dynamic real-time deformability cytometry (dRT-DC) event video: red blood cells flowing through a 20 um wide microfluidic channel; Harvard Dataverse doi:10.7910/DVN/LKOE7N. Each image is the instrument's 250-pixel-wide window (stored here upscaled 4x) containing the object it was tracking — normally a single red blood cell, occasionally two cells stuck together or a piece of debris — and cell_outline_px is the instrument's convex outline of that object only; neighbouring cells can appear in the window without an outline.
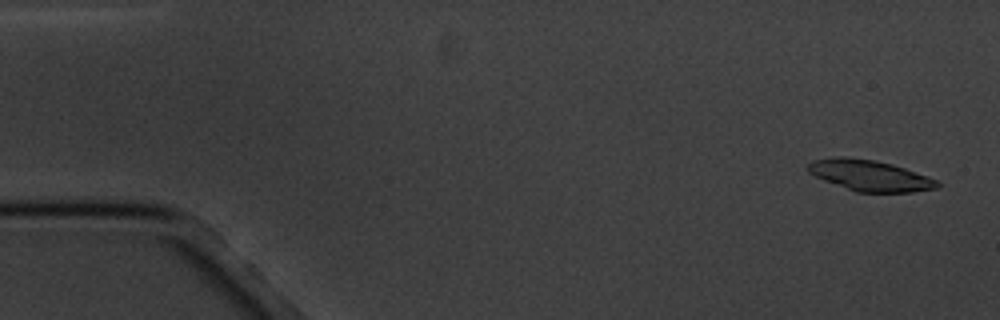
{"species": "common noctule bat (a hibernating species)", "species_latin": "Nyctalus noctula", "temperature_condition": "cold", "stored_images_in_passage": 4, "camera_frame_rate_fps": 3000, "um_per_image_px": 0.085, "animal": {"sex": "male", "body_mass_g": 20.1, "forearm_length_mm": 53.5}, "frame": {"image": 1, "passage_image": 1, "time_ms": 0.0, "image_size_px": [1000, 320], "cell_outline_px": [[940, 184], [936, 188], [912, 192], [856, 192], [824, 180], [808, 172], [804, 168], [812, 160], [832, 156], [844, 156], [872, 160], [892, 164], [928, 176], [936, 180]], "centroid_in_image_um": [73.88, 14.9], "position_along_channel_um": 11.1, "area_um2": 23.29}}